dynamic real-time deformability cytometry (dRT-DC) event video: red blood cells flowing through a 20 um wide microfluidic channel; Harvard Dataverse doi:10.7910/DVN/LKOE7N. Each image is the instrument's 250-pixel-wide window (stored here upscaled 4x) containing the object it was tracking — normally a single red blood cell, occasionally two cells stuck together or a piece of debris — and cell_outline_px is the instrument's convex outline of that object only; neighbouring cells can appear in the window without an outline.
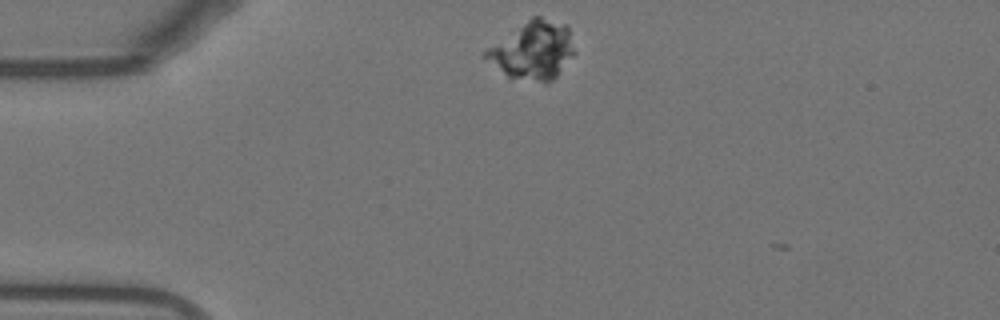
{"species": "Egyptian fruit bat (a non-hibernating species)", "species_latin": "Rousettus aegyptiacus", "temperature_condition": "warm", "stored_images_in_passage": 10, "camera_frame_rate_fps": 3000, "um_per_image_px": 0.085, "animal": {"sex": "female"}, "frame": {"image": 1, "passage_image": 1, "time_ms": 0.0, "image_size_px": [1000, 320], "cell_outline_px": [[576, 52], [556, 76], [548, 84], [544, 84], [508, 76], [484, 56], [484, 52], [488, 48], [532, 16], [540, 16], [564, 24], [568, 28]], "centroid_in_image_um": [45.35, 4.29], "position_along_channel_um": 39.7, "area_um2": 29.48}}
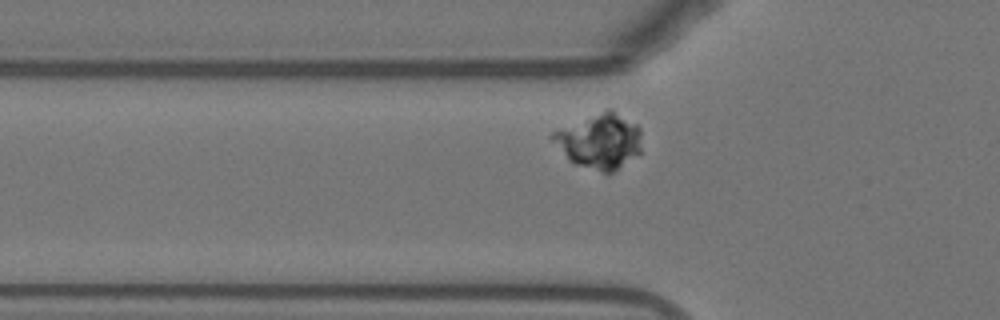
{"frame": {"image": 2, "passage_image": 7, "time_ms": 2.0, "image_size_px": [1000, 320], "cell_outline_px": [[640, 152], [612, 172], [604, 172], [572, 164], [568, 160], [548, 136], [552, 132], [604, 108], [612, 108], [636, 124], [640, 128]], "centroid_in_image_um": [50.93, 11.96], "position_along_channel_um": 74.9, "area_um2": 28.67}}